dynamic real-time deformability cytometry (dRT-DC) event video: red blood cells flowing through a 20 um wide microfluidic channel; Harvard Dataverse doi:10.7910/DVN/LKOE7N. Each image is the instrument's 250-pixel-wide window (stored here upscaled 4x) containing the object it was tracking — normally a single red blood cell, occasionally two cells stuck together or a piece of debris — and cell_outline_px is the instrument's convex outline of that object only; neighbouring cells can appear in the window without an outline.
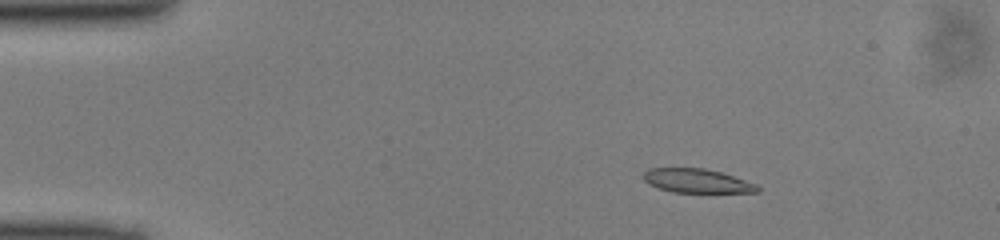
{"species": "common noctule bat (a hibernating species)", "species_latin": "Nyctalus noctula", "temperature_condition": "cold", "stored_images_in_passage": 48, "camera_frame_rate_fps": 3000, "um_per_image_px": 0.085, "animal": {"sex": "male", "body_mass_g": 13.0, "forearm_length_mm": 53.1}, "frame": {"image": 1, "passage_image": 7, "time_ms": 2.0, "image_size_px": [1000, 240], "cell_outline_px": [[760, 192], [708, 196], [672, 192], [648, 184], [644, 180], [644, 172], [648, 168], [704, 168], [720, 172], [756, 184], [760, 188]], "centroid_in_image_um": [59.32, 15.45], "position_along_channel_um": 25.7, "area_um2": 16.99}}
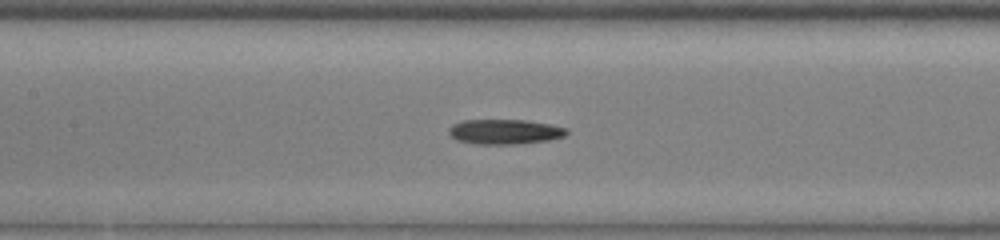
{"frame": {"image": 2, "passage_image": 22, "time_ms": 7.0, "image_size_px": [1000, 240], "cell_outline_px": [[568, 132], [564, 136], [548, 140], [516, 144], [476, 144], [456, 140], [448, 132], [448, 128], [452, 124], [464, 120], [524, 120], [548, 124], [568, 128]], "centroid_in_image_um": [42.87, 11.2], "position_along_channel_um": 164.5, "area_um2": 17.05}}
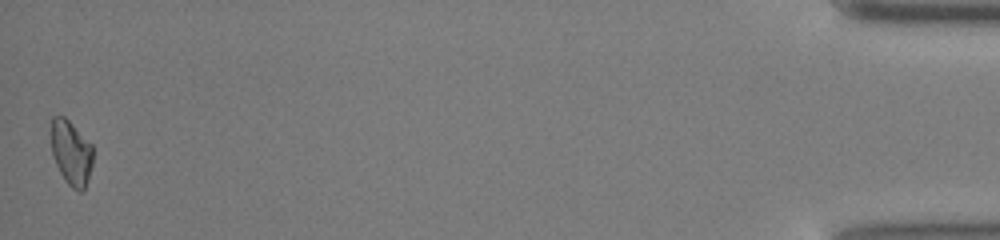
{"frame": {"image": 3, "passage_image": 48, "time_ms": 15.667, "image_size_px": [1000, 240], "cell_outline_px": [[92, 164], [84, 188], [80, 192], [72, 188], [64, 180], [56, 164], [52, 152], [52, 116], [64, 116], [92, 144]], "centroid_in_image_um": [6.05, 12.98], "position_along_channel_um": 429.1, "area_um2": 15.43}}